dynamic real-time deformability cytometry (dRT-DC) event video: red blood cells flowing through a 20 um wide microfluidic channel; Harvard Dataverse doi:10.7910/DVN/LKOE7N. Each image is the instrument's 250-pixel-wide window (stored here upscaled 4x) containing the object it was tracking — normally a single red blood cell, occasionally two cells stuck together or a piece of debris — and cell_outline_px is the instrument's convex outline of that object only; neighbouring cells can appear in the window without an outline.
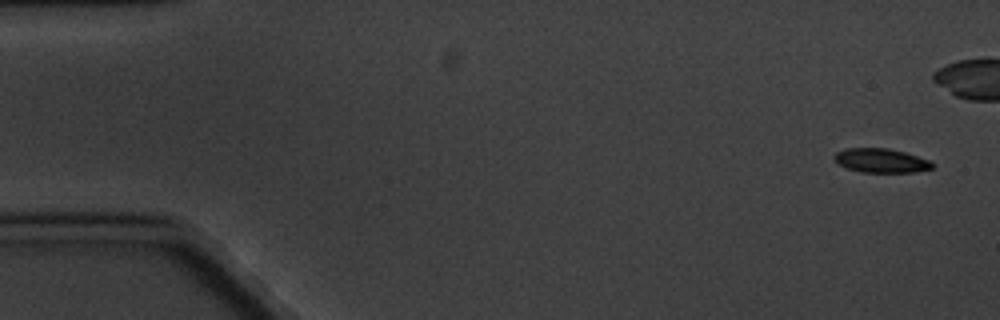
{"species": "common noctule bat (a hibernating species)", "species_latin": "Nyctalus noctula", "temperature_condition": "cold", "stored_images_in_passage": 6, "camera_frame_rate_fps": 3000, "um_per_image_px": 0.085, "animal": {"sex": "male", "body_mass_g": 20.1, "forearm_length_mm": 53.5}, "frame": {"image": 1, "passage_image": 1, "time_ms": 0.0, "image_size_px": [1000, 320], "cell_outline_px": [[936, 164], [932, 168], [916, 172], [860, 172], [848, 168], [832, 160], [832, 156], [836, 152], [844, 148], [888, 148], [904, 152], [932, 160]], "centroid_in_image_um": [74.9, 13.64], "position_along_channel_um": 10.1, "area_um2": 13.99}}